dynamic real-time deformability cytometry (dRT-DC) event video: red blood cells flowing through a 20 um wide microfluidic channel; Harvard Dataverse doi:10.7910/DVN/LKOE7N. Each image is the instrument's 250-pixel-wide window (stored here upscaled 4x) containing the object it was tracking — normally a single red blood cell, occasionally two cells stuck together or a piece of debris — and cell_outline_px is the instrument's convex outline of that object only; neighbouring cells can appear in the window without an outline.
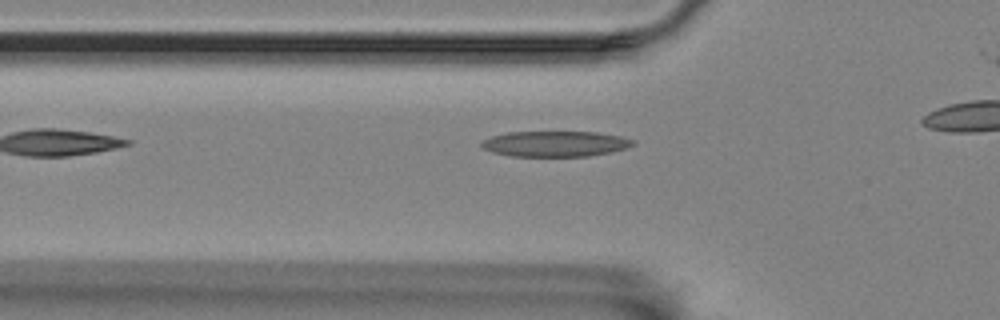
{"species": "Egyptian fruit bat (a non-hibernating species)", "species_latin": "Rousettus aegyptiacus", "temperature_condition": "room temperature", "stored_images_in_passage": 6, "camera_frame_rate_fps": 3000, "um_per_image_px": 0.085, "animal": {"sex": "female"}, "frame": {"image": 1, "passage_image": 4, "time_ms": 3.333, "image_size_px": [1000, 320], "cell_outline_px": [[636, 144], [612, 152], [588, 156], [512, 156], [492, 152], [484, 148], [480, 144], [484, 140], [492, 136], [508, 132], [596, 132], [620, 136], [636, 140]], "centroid_in_image_um": [47.23, 12.22], "position_along_channel_um": 78.6, "area_um2": 22.48}}